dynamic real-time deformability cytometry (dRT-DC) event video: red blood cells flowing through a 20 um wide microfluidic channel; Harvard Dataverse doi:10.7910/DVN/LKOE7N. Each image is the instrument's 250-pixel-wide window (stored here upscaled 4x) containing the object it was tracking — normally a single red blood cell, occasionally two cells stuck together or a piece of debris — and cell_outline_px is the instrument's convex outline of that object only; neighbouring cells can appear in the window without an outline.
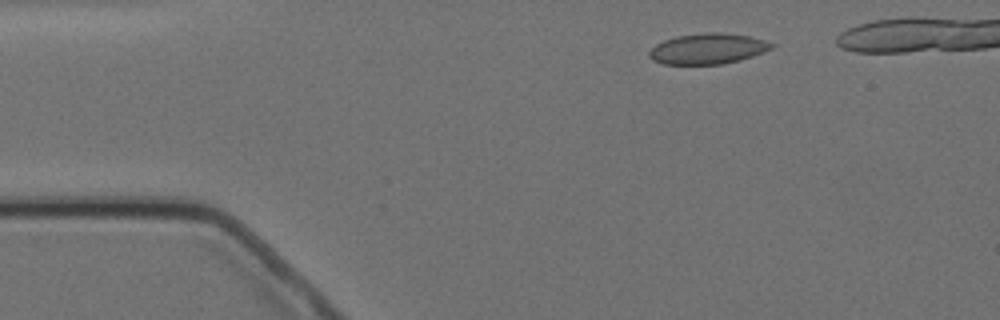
{"species": "Egyptian fruit bat (a non-hibernating species)", "species_latin": "Rousettus aegyptiacus", "temperature_condition": "cold", "stored_images_in_passage": 3, "camera_frame_rate_fps": 3000, "um_per_image_px": 0.085, "animal": {"sex": "female"}, "frame": {"image": 1, "passage_image": 3, "time_ms": 2.333, "image_size_px": [1000, 320], "cell_outline_px": [[776, 44], [772, 48], [764, 52], [740, 60], [724, 64], [664, 64], [652, 60], [648, 56], [648, 52], [656, 44], [664, 40], [676, 36], [704, 32], [724, 32], [748, 36], [764, 40]], "centroid_in_image_um": [60.16, 4.14], "position_along_channel_um": 24.8, "area_um2": 21.96}}